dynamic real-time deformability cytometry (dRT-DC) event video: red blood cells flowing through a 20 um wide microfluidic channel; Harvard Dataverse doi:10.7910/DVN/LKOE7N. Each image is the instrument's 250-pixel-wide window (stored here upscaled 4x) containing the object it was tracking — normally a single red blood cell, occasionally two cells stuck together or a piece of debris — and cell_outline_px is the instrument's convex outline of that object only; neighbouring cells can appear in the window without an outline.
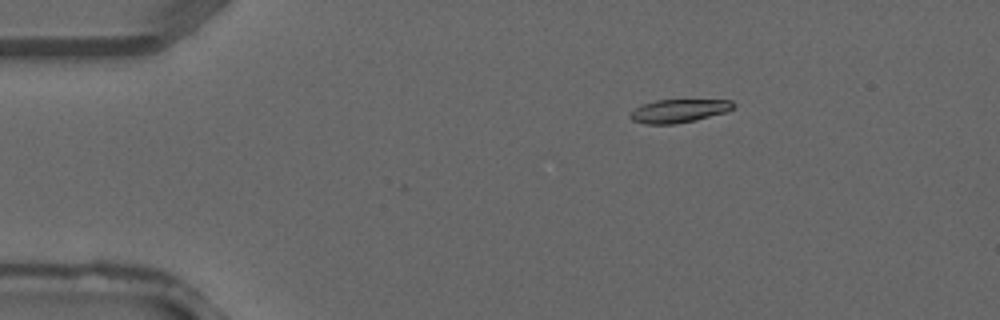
{"species": "common noctule bat (a hibernating species)", "species_latin": "Nyctalus noctula", "temperature_condition": "warm", "stored_images_in_passage": 3, "camera_frame_rate_fps": 3000, "um_per_image_px": 0.085, "animal": {"sex": "male", "forearm_length_mm": 52.5}, "frame": {"image": 1, "passage_image": 2, "time_ms": 0.333, "image_size_px": [1000, 320], "cell_outline_px": [[736, 104], [732, 108], [724, 112], [696, 120], [676, 124], [644, 124], [632, 120], [628, 116], [636, 108], [644, 104], [656, 100], [732, 100]], "centroid_in_image_um": [57.69, 9.43], "position_along_channel_um": 27.3, "area_um2": 13.87}}